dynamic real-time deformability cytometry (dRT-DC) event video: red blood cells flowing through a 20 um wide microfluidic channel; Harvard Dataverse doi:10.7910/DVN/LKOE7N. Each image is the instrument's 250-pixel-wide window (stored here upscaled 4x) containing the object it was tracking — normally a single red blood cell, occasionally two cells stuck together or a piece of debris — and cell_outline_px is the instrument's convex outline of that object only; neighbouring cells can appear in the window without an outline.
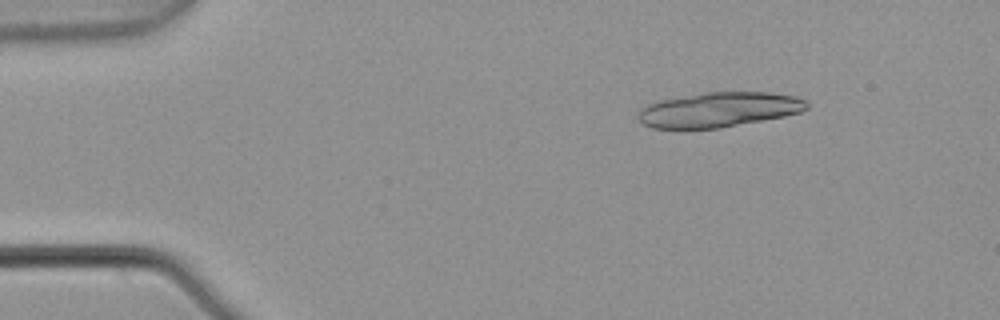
{"species": "common noctule bat (a hibernating species)", "species_latin": "Nyctalus noctula", "temperature_condition": "warm", "stored_images_in_passage": 5, "camera_frame_rate_fps": 3000, "um_per_image_px": 0.085, "animal": {"sex": "male", "body_mass_g": 21.5, "forearm_length_mm": 52.0}, "frame": {"image": 1, "passage_image": 2, "time_ms": 0.333, "image_size_px": [1000, 320], "cell_outline_px": [[808, 108], [800, 112], [784, 116], [720, 128], [652, 128], [644, 124], [636, 116], [636, 112], [640, 108], [648, 104], [660, 100], [704, 92], [768, 92], [796, 96], [804, 100], [808, 104]], "centroid_in_image_um": [61.08, 9.31], "position_along_channel_um": 23.9, "area_um2": 34.22}}
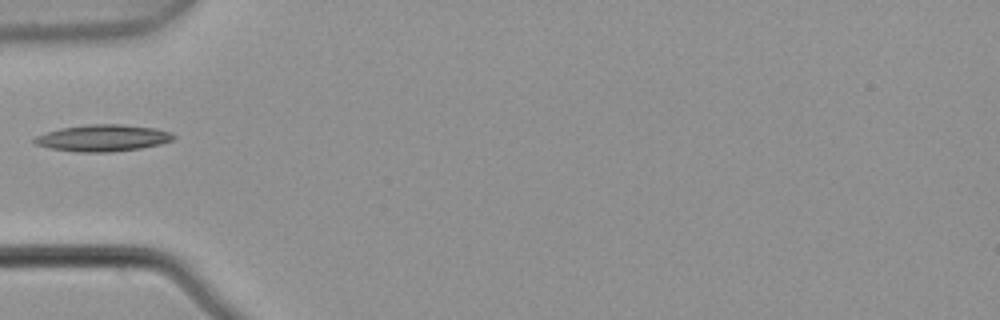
{"frame": {"image": 2, "passage_image": 5, "time_ms": 1.333, "image_size_px": [1000, 320], "cell_outline_px": [[176, 136], [172, 140], [160, 144], [140, 148], [112, 152], [76, 152], [48, 148], [36, 144], [32, 140], [36, 136], [60, 128], [88, 124], [120, 124], [156, 128], [172, 132]], "centroid_in_image_um": [8.75, 11.73], "position_along_channel_um": 76.2, "area_um2": 21.68}}